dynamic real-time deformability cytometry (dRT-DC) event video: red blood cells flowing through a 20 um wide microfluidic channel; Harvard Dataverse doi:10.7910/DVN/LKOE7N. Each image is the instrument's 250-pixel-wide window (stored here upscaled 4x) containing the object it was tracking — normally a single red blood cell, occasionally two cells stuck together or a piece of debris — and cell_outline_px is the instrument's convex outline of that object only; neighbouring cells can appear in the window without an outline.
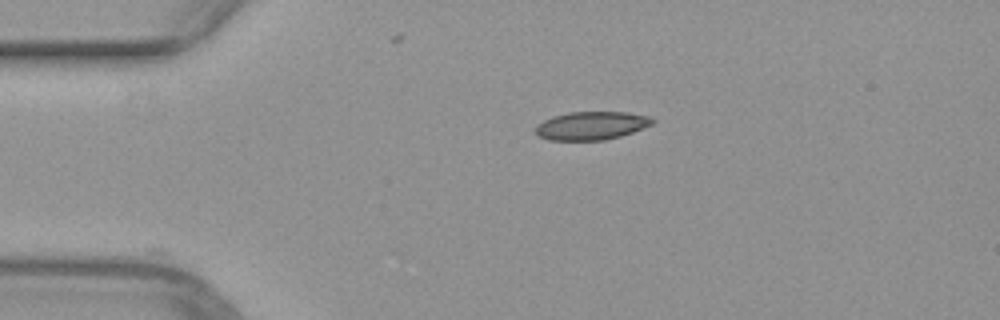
{"species": "common noctule bat (a hibernating species)", "species_latin": "Nyctalus noctula", "temperature_condition": "warm", "stored_images_in_passage": 10, "camera_frame_rate_fps": 3000, "um_per_image_px": 0.085, "animal": {"sex": "female", "body_mass_g": 29.2, "forearm_length_mm": 56.3}, "frame": {"image": 1, "passage_image": 1, "time_ms": 0.0, "image_size_px": [1000, 320], "cell_outline_px": [[656, 120], [652, 124], [632, 132], [620, 136], [604, 140], [548, 140], [536, 136], [536, 124], [552, 116], [568, 112], [624, 112], [652, 116]], "centroid_in_image_um": [50.25, 10.67], "position_along_channel_um": 34.7, "area_um2": 19.36}}
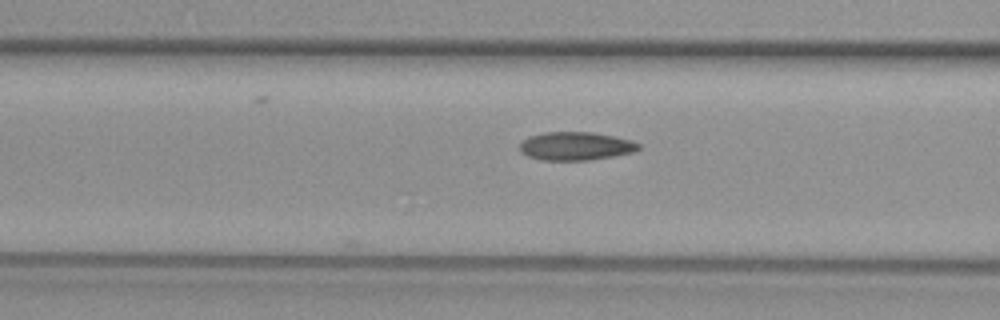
{"frame": {"image": 2, "passage_image": 10, "time_ms": 3.0, "image_size_px": [1000, 320], "cell_outline_px": [[640, 148], [632, 152], [612, 156], [588, 160], [540, 160], [528, 156], [520, 152], [520, 144], [528, 136], [544, 132], [592, 132], [632, 140], [640, 144]], "centroid_in_image_um": [48.91, 12.41], "position_along_channel_um": 117.7, "area_um2": 19.54}}